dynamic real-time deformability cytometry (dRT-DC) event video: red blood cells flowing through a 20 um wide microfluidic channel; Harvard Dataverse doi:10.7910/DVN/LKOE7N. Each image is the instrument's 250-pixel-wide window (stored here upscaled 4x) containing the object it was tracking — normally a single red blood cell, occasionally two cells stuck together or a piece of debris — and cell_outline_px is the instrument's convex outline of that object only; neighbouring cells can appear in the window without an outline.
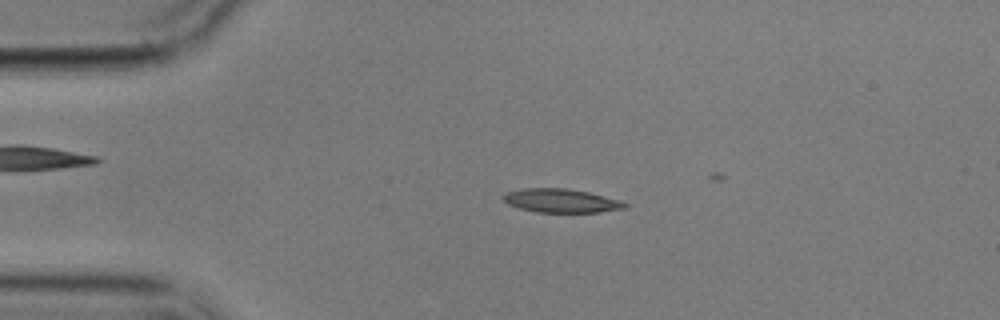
{"species": "common noctule bat (a hibernating species)", "species_latin": "Nyctalus noctula", "temperature_condition": "cold", "stored_images_in_passage": 5, "camera_frame_rate_fps": 3000, "um_per_image_px": 0.085, "animal": {"sex": "male", "body_mass_g": 17.9}, "frame": {"image": 1, "passage_image": 3, "time_ms": 2.333, "image_size_px": [1000, 320], "cell_outline_px": [[628, 208], [600, 212], [536, 212], [520, 208], [508, 204], [504, 200], [504, 196], [508, 192], [524, 188], [564, 188], [588, 192], [604, 196], [628, 204]], "centroid_in_image_um": [47.71, 17.06], "position_along_channel_um": 37.3, "area_um2": 16.53}}